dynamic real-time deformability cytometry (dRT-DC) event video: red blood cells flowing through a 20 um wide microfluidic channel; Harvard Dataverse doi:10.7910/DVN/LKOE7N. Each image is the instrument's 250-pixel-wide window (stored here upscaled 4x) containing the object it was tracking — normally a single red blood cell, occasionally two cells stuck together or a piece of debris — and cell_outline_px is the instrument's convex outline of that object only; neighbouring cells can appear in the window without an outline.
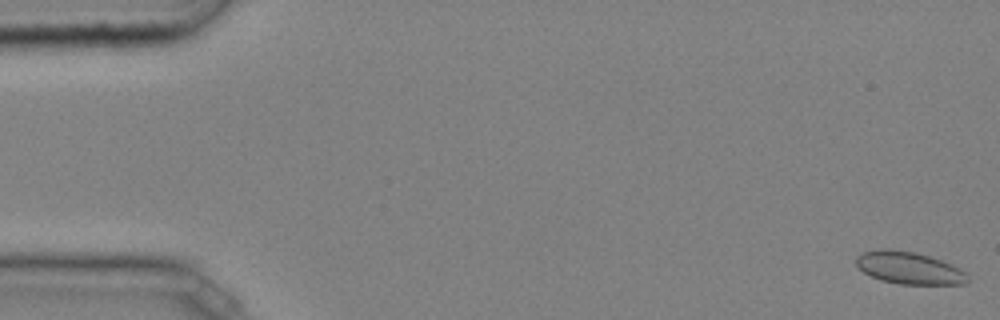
{"species": "common noctule bat (a hibernating species)", "species_latin": "Nyctalus noctula", "temperature_condition": "cold", "stored_images_in_passage": 47, "camera_frame_rate_fps": 3000, "um_per_image_px": 0.085, "animal": {"sex": "male", "body_mass_g": 20.4}, "frame": {"image": 1, "passage_image": 1, "time_ms": 0.0, "image_size_px": [1000, 320], "cell_outline_px": [[968, 280], [964, 284], [900, 284], [880, 280], [864, 272], [856, 264], [856, 256], [864, 252], [880, 248], [888, 248], [916, 252], [952, 264], [960, 268], [968, 276]], "centroid_in_image_um": [77.26, 22.76], "position_along_channel_um": 7.7, "area_um2": 20.92}}
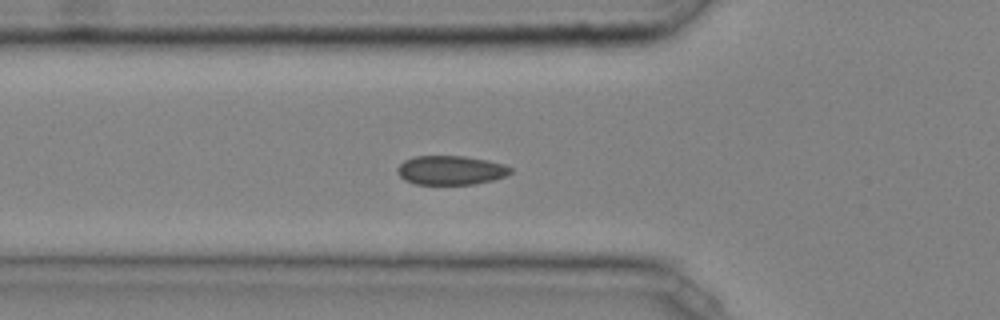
{"frame": {"image": 2, "passage_image": 17, "time_ms": 5.333, "image_size_px": [1000, 320], "cell_outline_px": [[512, 172], [504, 176], [492, 180], [476, 184], [416, 184], [404, 180], [396, 172], [396, 168], [404, 160], [416, 156], [464, 156], [488, 160], [504, 164], [512, 168]], "centroid_in_image_um": [38.3, 14.46], "position_along_channel_um": 87.5, "area_um2": 19.25}}
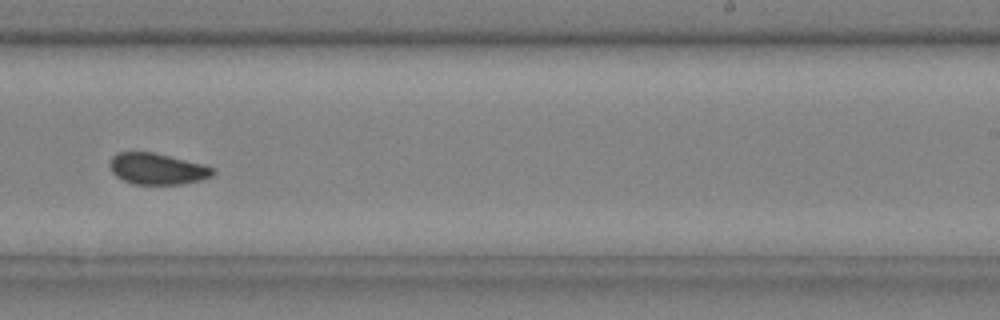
{"frame": {"image": 3, "passage_image": 31, "time_ms": 10.0, "image_size_px": [1000, 320], "cell_outline_px": [[216, 172], [212, 176], [200, 180], [180, 184], [132, 184], [116, 176], [112, 172], [108, 164], [112, 156], [116, 152], [152, 152], [204, 164], [216, 168]], "centroid_in_image_um": [13.37, 14.34], "position_along_channel_um": 275.6, "area_um2": 18.9}, "authors_computed_cell_mechanics": {"area_um2": 19.363, "velocity_mm_per_s": 4.0367, "shape_relaxation_time_tau1_ms": 8.8385, "shape_relaxation_time_tau2_ms": 0.8144, "deformation_change_tau1": 0.1091, "deformation_change_tau2": 0.0372}}